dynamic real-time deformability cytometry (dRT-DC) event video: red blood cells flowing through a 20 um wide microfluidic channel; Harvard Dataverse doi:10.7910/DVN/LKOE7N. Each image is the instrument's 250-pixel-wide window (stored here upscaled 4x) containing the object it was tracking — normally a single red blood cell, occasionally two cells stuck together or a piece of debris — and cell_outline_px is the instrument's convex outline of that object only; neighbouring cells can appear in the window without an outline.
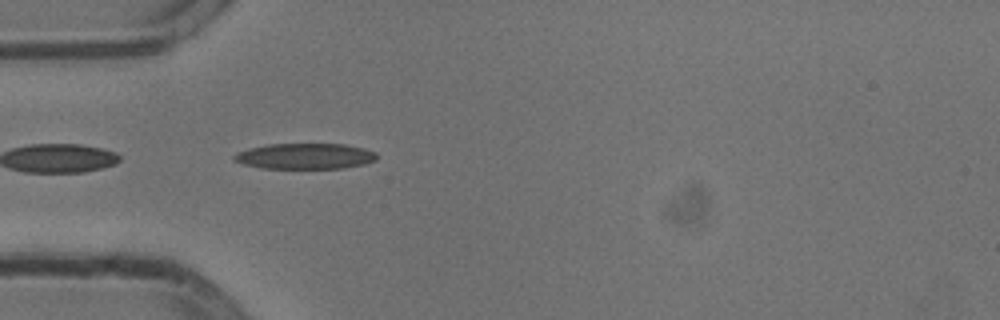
{"species": "common noctule bat (a hibernating species)", "species_latin": "Nyctalus noctula", "temperature_condition": "cold", "stored_images_in_passage": 23, "camera_frame_rate_fps": 3000, "um_per_image_px": 0.085, "animal": {"sex": "male", "body_mass_g": 13.3}, "frame": {"image": 1, "passage_image": 1, "time_ms": 0.0, "image_size_px": [1000, 320], "cell_outline_px": [[376, 160], [364, 164], [344, 168], [260, 168], [244, 164], [232, 160], [232, 156], [236, 152], [248, 148], [268, 144], [344, 144], [364, 148], [376, 152]], "centroid_in_image_um": [25.9, 13.27], "position_along_channel_um": 59.1, "area_um2": 21.5}}
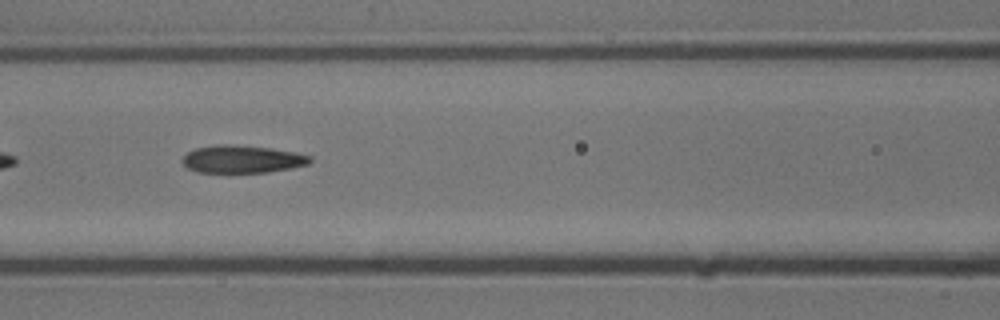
{"frame": {"image": 2, "passage_image": 8, "time_ms": 2.333, "image_size_px": [1000, 320], "cell_outline_px": [[312, 160], [308, 164], [292, 168], [268, 172], [196, 172], [188, 168], [180, 160], [188, 152], [196, 148], [216, 144], [228, 144], [272, 148], [296, 152], [312, 156]], "centroid_in_image_um": [20.6, 13.52], "position_along_channel_um": 146.0, "area_um2": 20.63}}
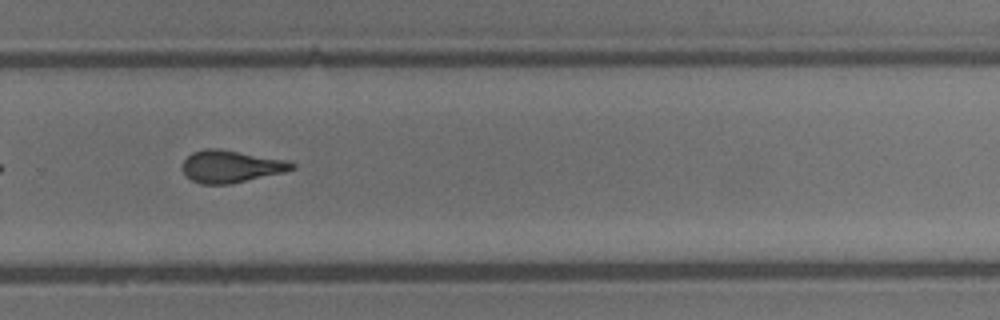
{"frame": {"image": 3, "passage_image": 21, "time_ms": 6.667, "image_size_px": [1000, 320], "cell_outline_px": [[296, 168], [284, 172], [228, 184], [200, 184], [192, 180], [180, 168], [184, 160], [192, 152], [204, 148], [220, 148], [288, 160], [296, 164]], "centroid_in_image_um": [19.63, 14.13], "position_along_channel_um": 310.2, "area_um2": 20.69}}